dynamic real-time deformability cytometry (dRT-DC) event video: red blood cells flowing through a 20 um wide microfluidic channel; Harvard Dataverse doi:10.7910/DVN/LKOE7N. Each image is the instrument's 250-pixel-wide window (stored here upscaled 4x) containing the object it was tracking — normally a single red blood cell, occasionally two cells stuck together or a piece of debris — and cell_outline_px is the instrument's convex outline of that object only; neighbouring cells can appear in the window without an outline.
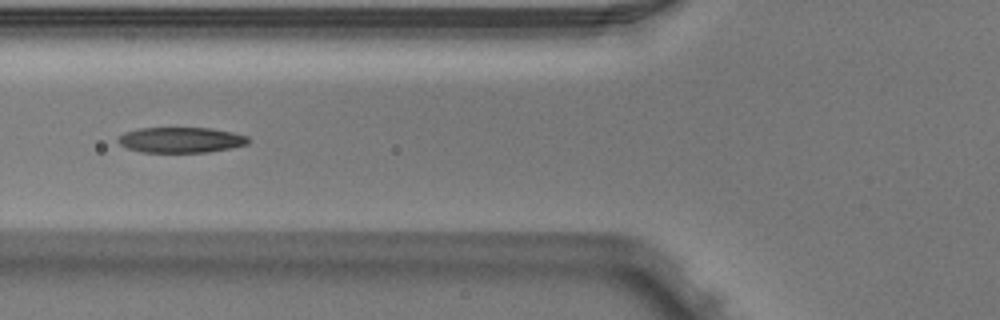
{"species": "Egyptian fruit bat (a non-hibernating species)", "species_latin": "Rousettus aegyptiacus", "temperature_condition": "warm", "stored_images_in_passage": 5, "camera_frame_rate_fps": 3000, "um_per_image_px": 0.085, "animal": {"sex": "male"}, "frame": {"image": 1, "passage_image": 4, "time_ms": 1.0, "image_size_px": [1000, 320], "cell_outline_px": [[248, 144], [232, 148], [208, 152], [140, 152], [128, 148], [120, 144], [116, 140], [124, 132], [140, 128], [212, 128], [232, 132], [248, 136]], "centroid_in_image_um": [15.38, 11.89], "position_along_channel_um": 110.4, "area_um2": 19.36}}
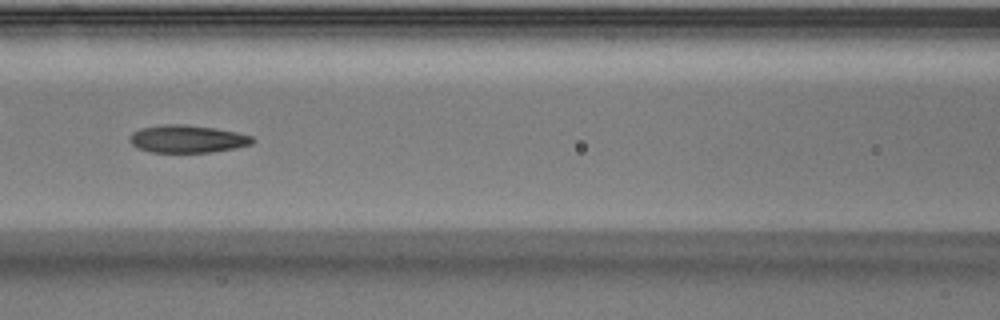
{"frame": {"image": 2, "passage_image": 5, "time_ms": 1.333, "image_size_px": [1000, 320], "cell_outline_px": [[256, 140], [252, 144], [236, 148], [212, 152], [152, 152], [140, 148], [132, 144], [128, 140], [128, 136], [132, 132], [140, 128], [164, 124], [184, 124], [216, 128], [236, 132], [252, 136]], "centroid_in_image_um": [15.93, 11.8], "position_along_channel_um": 150.7, "area_um2": 19.88}}